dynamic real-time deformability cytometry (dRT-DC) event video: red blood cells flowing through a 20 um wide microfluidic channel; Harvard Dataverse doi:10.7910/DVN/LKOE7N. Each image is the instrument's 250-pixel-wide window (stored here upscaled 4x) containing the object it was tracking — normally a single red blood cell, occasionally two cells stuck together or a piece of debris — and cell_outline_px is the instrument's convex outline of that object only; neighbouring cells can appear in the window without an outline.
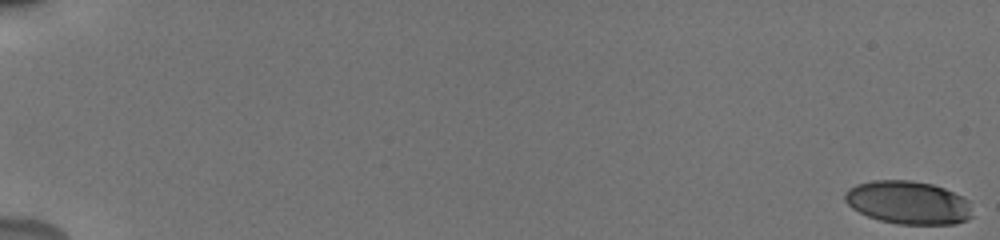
{"species": "human", "species_latin": "Homo sapiens", "temperature_condition": "cold", "stored_images_in_passage": 57, "camera_frame_rate_fps": 3000, "um_per_image_px": 0.085, "donor": {"sex": "male"}, "frame": {"image": 1, "passage_image": 1, "time_ms": 0.0, "image_size_px": [1000, 240], "cell_outline_px": [[972, 216], [968, 220], [956, 224], [896, 224], [880, 220], [868, 216], [852, 208], [844, 200], [844, 192], [848, 188], [856, 184], [872, 180], [912, 180], [932, 184], [944, 188], [964, 196], [968, 200]], "centroid_in_image_um": [77.19, 17.21], "position_along_channel_um": 7.8, "area_um2": 32.31}}
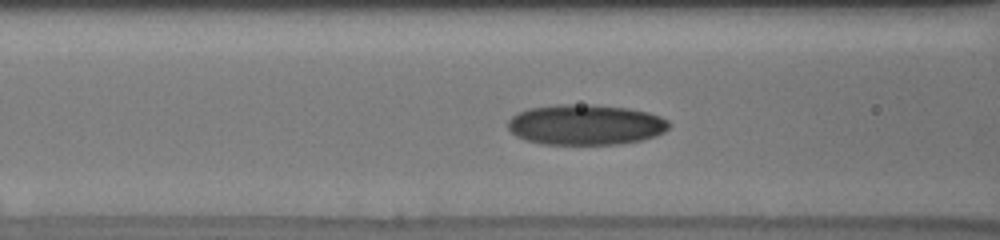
{"frame": {"image": 2, "passage_image": 26, "time_ms": 8.333, "image_size_px": [1000, 240], "cell_outline_px": [[672, 124], [664, 132], [656, 136], [640, 140], [620, 144], [540, 144], [516, 136], [508, 128], [508, 120], [512, 116], [528, 108], [556, 104], [572, 104], [628, 108], [648, 112], [660, 116], [668, 120]], "centroid_in_image_um": [49.79, 10.6], "position_along_channel_um": 116.8, "area_um2": 37.92}}
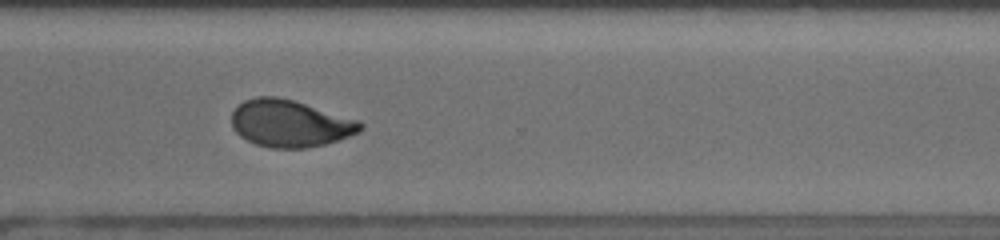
{"frame": {"image": 3, "passage_image": 44, "time_ms": 14.333, "image_size_px": [1000, 240], "cell_outline_px": [[364, 128], [360, 132], [324, 144], [304, 148], [272, 148], [256, 144], [240, 136], [232, 128], [232, 112], [244, 100], [256, 96], [276, 96], [292, 100], [360, 120], [364, 124]], "centroid_in_image_um": [24.65, 10.49], "position_along_channel_um": 345.9, "area_um2": 35.2}, "authors_computed_cell_mechanics": {"area_um2": 35.0268, "velocity_mm_per_s": 3.8233, "shape_relaxation_time_tau1_ms": 6.5895, "shape_relaxation_time_tau2_ms": 1.8129, "deformation_change_tau1": 0.1774, "deformation_change_tau2": 0.0649}}